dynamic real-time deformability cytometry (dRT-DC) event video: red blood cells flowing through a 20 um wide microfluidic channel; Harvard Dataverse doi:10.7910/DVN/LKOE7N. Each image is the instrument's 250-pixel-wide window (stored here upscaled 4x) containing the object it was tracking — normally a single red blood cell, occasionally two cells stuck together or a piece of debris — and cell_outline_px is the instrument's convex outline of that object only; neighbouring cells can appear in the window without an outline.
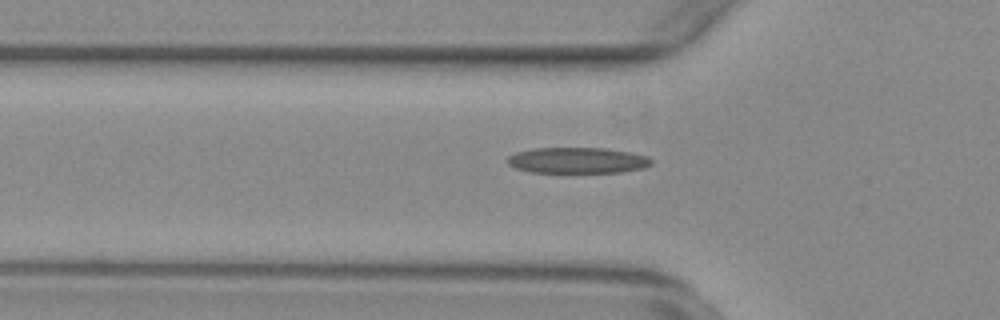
{"species": "common noctule bat (a hibernating species)", "species_latin": "Nyctalus noctula", "temperature_condition": "warm", "stored_images_in_passage": 48, "camera_frame_rate_fps": 3000, "um_per_image_px": 0.085, "animal": {"sex": "female", "body_mass_g": 29.2, "forearm_length_mm": 56.3}, "frame": {"image": 1, "passage_image": 18, "time_ms": 5.667, "image_size_px": [1000, 320], "cell_outline_px": [[652, 164], [644, 168], [620, 172], [532, 172], [516, 168], [508, 164], [508, 156], [516, 152], [532, 148], [608, 148], [648, 156], [652, 160]], "centroid_in_image_um": [49.1, 13.62], "position_along_channel_um": 76.7, "area_um2": 21.68}}
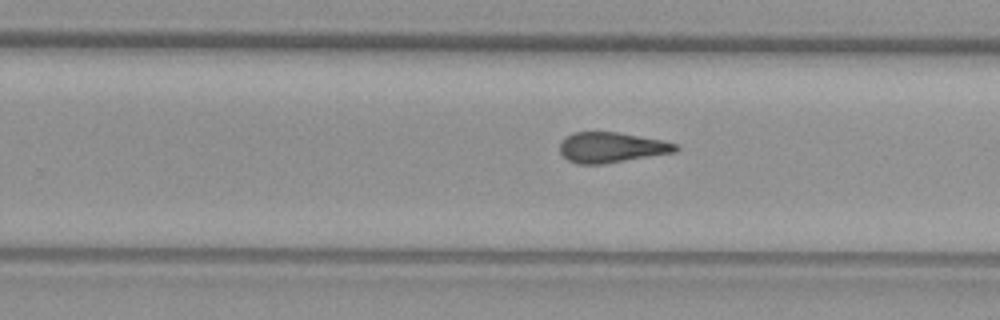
{"frame": {"image": 2, "passage_image": 34, "time_ms": 11.0, "image_size_px": [1000, 320], "cell_outline_px": [[680, 148], [676, 152], [604, 164], [576, 164], [568, 160], [560, 152], [560, 144], [564, 136], [572, 132], [620, 132], [664, 140], [676, 144]], "centroid_in_image_um": [51.98, 12.52], "position_along_channel_um": 277.8, "area_um2": 20.75}}
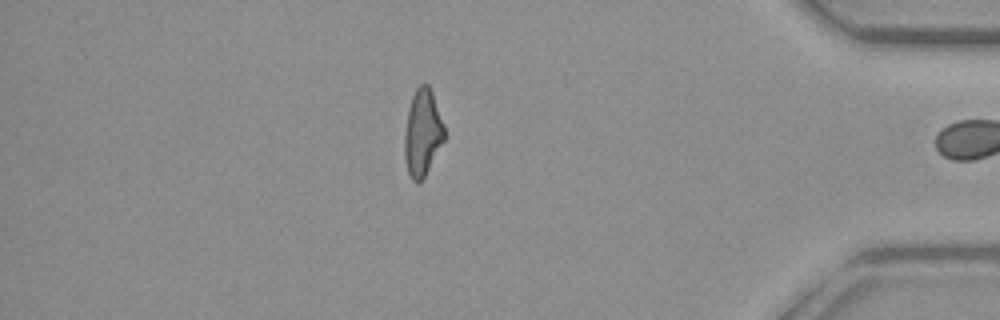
{"frame": {"image": 3, "passage_image": 47, "time_ms": 15.333, "image_size_px": [1000, 320], "cell_outline_px": [[444, 140], [424, 176], [416, 184], [412, 180], [408, 172], [404, 160], [404, 136], [408, 108], [412, 96], [416, 88], [420, 84], [428, 84], [432, 92], [444, 124]], "centroid_in_image_um": [35.89, 11.27], "position_along_channel_um": 399.3, "area_um2": 20.0}, "authors_computed_cell_mechanics": {"area_um2": 20.9814, "velocity_mm_per_s": 3.7526, "shape_relaxation_time_tau1_ms": null, "shape_relaxation_time_tau2_ms": 2.224, "deformation_change_tau1": null, "deformation_change_tau2": 0.1267}}